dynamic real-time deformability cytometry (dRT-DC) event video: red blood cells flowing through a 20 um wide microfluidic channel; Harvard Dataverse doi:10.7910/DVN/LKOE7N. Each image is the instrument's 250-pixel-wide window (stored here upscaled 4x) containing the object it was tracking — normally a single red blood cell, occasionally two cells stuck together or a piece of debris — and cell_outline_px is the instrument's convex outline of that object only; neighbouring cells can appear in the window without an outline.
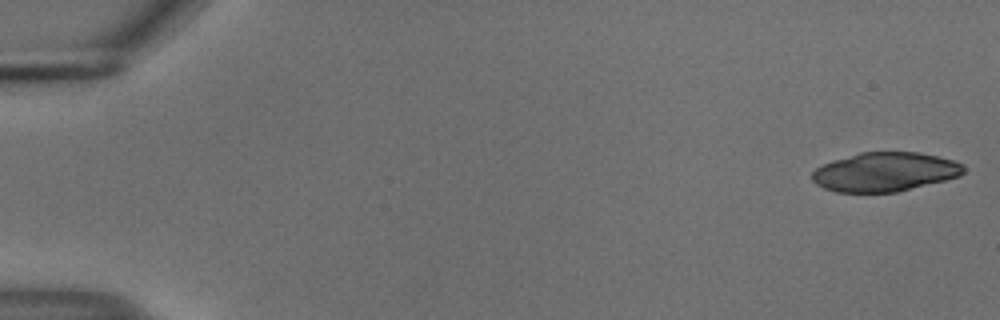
{"species": "common noctule bat (a hibernating species)", "species_latin": "Nyctalus noctula", "temperature_condition": "cold", "stored_images_in_passage": 53, "camera_frame_rate_fps": 3000, "um_per_image_px": 0.085, "animal": {"sex": "male", "body_mass_g": 18.8}, "frame": {"image": 1, "passage_image": 1, "time_ms": 0.0, "image_size_px": [1000, 320], "cell_outline_px": [[964, 172], [960, 176], [896, 192], [836, 192], [824, 188], [816, 184], [812, 180], [812, 172], [816, 168], [832, 160], [860, 152], [920, 152], [956, 160], [964, 164]], "centroid_in_image_um": [75.22, 14.6], "position_along_channel_um": 9.8, "area_um2": 34.56}}
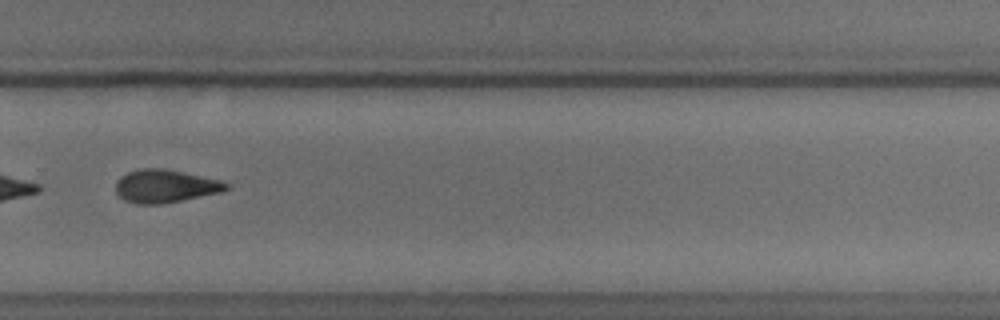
{"frame": {"image": 2, "passage_image": 38, "time_ms": 12.333, "image_size_px": [1000, 320], "cell_outline_px": [[228, 188], [220, 192], [160, 204], [136, 204], [124, 200], [116, 192], [116, 180], [120, 176], [128, 172], [140, 168], [164, 168], [220, 180], [228, 184]], "centroid_in_image_um": [13.99, 15.81], "position_along_channel_um": 315.8, "area_um2": 21.04}, "authors_computed_cell_mechanics": {"area_um2": 22.3686, "velocity_mm_per_s": 3.7278, "shape_relaxation_time_tau1_ms": 4.4668, "shape_relaxation_time_tau2_ms": 6.3179, "deformation_change_tau1": 0.1167, "deformation_change_tau2": 0.1441}}